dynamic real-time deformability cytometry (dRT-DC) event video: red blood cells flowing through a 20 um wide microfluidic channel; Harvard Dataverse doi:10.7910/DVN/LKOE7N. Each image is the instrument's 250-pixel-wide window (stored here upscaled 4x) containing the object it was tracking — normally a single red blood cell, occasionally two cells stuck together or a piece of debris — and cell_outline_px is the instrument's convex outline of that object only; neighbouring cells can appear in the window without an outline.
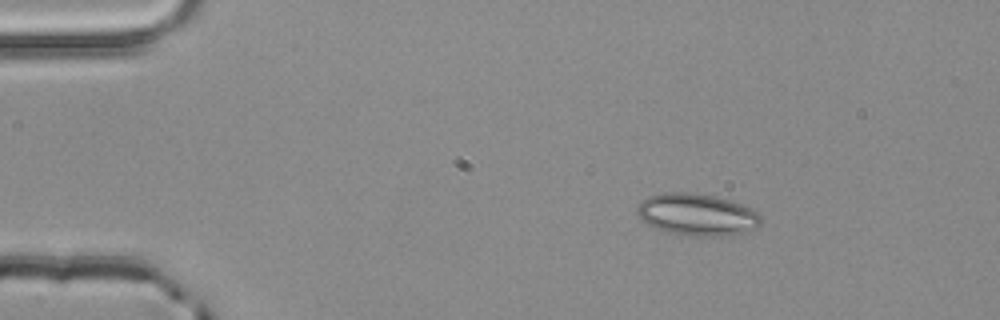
{"species": "common noctule bat (a hibernating species)", "species_latin": "Nyctalus noctula", "temperature_condition": "room temperature", "stored_images_in_passage": 3, "camera_frame_rate_fps": 3000, "um_per_image_px": 0.085, "animal": {"sex": "male", "body_mass_g": 20.4}, "frame": {"image": 1, "passage_image": 1, "time_ms": 0.0, "image_size_px": [1000, 320], "cell_outline_px": [[764, 220], [756, 228], [732, 236], [692, 236], [664, 232], [652, 228], [640, 220], [636, 212], [636, 208], [648, 196], [660, 192], [692, 192], [716, 196], [740, 204], [760, 212]], "centroid_in_image_um": [59.24, 18.25], "position_along_channel_um": 25.8, "area_um2": 30.98}}
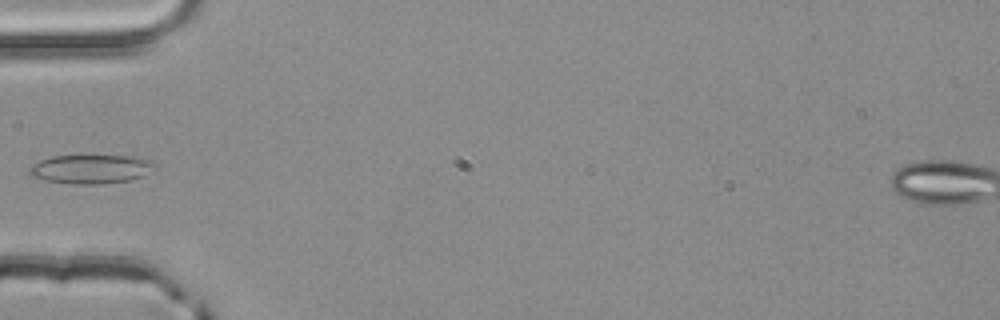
{"frame": {"image": 2, "passage_image": 3, "time_ms": 0.667, "image_size_px": [1000, 320], "cell_outline_px": [[156, 168], [144, 176], [128, 180], [100, 184], [72, 184], [44, 180], [32, 176], [28, 172], [28, 168], [32, 164], [40, 160], [52, 156], [132, 156], [152, 160], [156, 164]], "centroid_in_image_um": [7.74, 14.37], "position_along_channel_um": 77.3, "area_um2": 21.27}}